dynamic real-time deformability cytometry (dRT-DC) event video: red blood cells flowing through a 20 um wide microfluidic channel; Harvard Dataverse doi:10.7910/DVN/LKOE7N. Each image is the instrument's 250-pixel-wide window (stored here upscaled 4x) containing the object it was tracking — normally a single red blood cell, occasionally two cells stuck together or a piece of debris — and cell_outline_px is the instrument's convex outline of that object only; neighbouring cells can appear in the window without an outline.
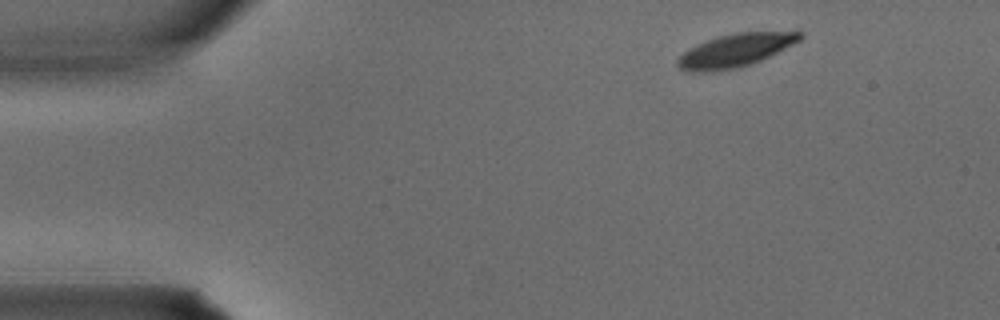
{"species": "common noctule bat (a hibernating species)", "species_latin": "Nyctalus noctula", "temperature_condition": "warm", "stored_images_in_passage": 3, "camera_frame_rate_fps": 3000, "um_per_image_px": 0.085, "animal": {"sex": "male", "body_mass_g": 15.6}, "frame": {"image": 1, "passage_image": 1, "time_ms": 0.0, "image_size_px": [1000, 320], "cell_outline_px": [[804, 36], [800, 40], [752, 64], [736, 68], [704, 72], [688, 72], [680, 68], [676, 64], [676, 60], [688, 48], [696, 44], [720, 36], [736, 32], [804, 32]], "centroid_in_image_um": [62.46, 4.29], "position_along_channel_um": 22.5, "area_um2": 23.29}}
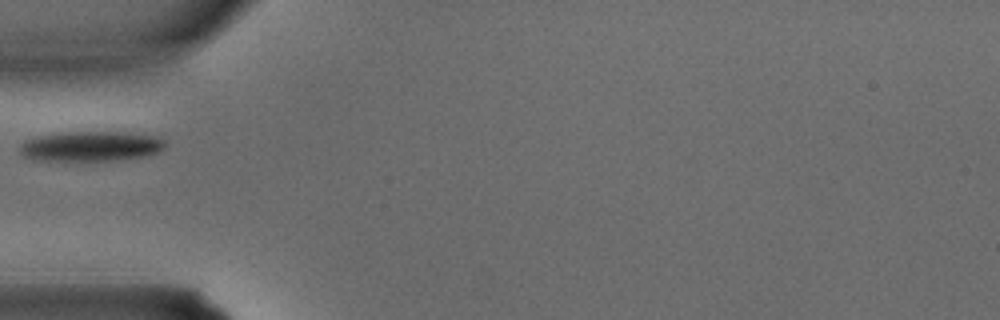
{"frame": {"image": 2, "passage_image": 3, "time_ms": 0.667, "image_size_px": [1000, 320], "cell_outline_px": [[164, 148], [160, 152], [148, 156], [120, 160], [32, 160], [20, 156], [16, 148], [24, 140], [40, 136], [60, 132], [120, 132], [160, 136], [164, 140]], "centroid_in_image_um": [7.69, 12.44], "position_along_channel_um": 77.3, "area_um2": 25.89}}